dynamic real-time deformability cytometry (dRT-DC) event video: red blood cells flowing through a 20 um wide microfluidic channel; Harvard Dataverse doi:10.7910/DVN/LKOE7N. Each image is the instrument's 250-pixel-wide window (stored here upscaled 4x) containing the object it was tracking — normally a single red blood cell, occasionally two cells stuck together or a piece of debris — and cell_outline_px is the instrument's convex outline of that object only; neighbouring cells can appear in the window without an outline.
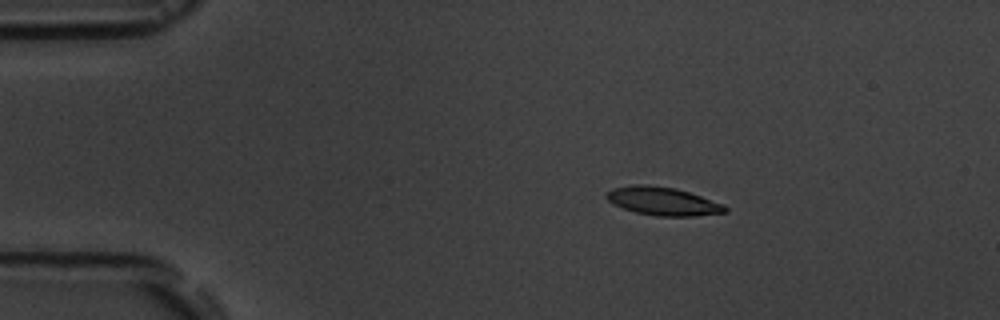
{"species": "common noctule bat (a hibernating species)", "species_latin": "Nyctalus noctula", "temperature_condition": "room temperature", "stored_images_in_passage": 4, "camera_frame_rate_fps": 3000, "um_per_image_px": 0.085, "animal": {"sex": "male", "body_mass_g": 19.5, "forearm_length_mm": 54.6}, "frame": {"image": 1, "passage_image": 1, "time_ms": 0.0, "image_size_px": [1000, 320], "cell_outline_px": [[728, 212], [692, 216], [656, 216], [636, 212], [612, 204], [604, 196], [604, 192], [612, 188], [636, 184], [644, 184], [676, 188], [724, 204], [728, 208]], "centroid_in_image_um": [56.31, 17.1], "position_along_channel_um": 28.7, "area_um2": 19.59}}
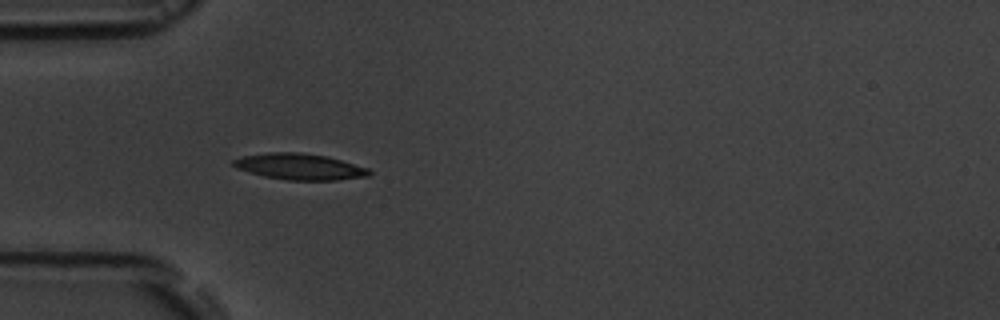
{"frame": {"image": 2, "passage_image": 3, "time_ms": 2.333, "image_size_px": [1000, 320], "cell_outline_px": [[372, 172], [368, 176], [336, 180], [288, 180], [264, 176], [236, 168], [232, 164], [232, 160], [244, 156], [268, 152], [300, 152], [328, 156], [368, 168]], "centroid_in_image_um": [25.48, 14.16], "position_along_channel_um": 59.5, "area_um2": 20.63}}
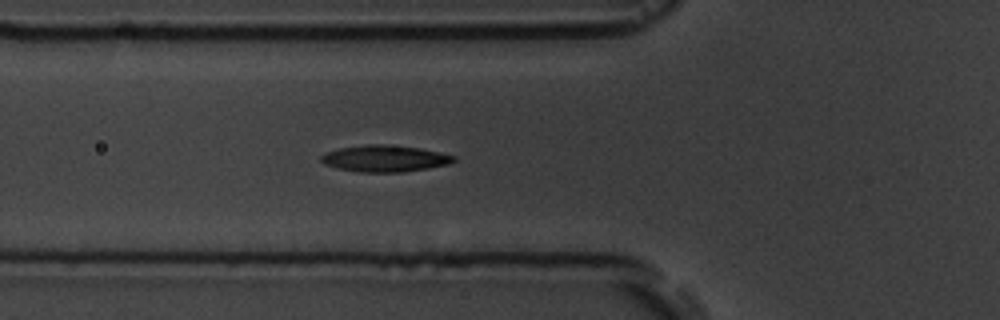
{"frame": {"image": 3, "passage_image": 4, "time_ms": 3.333, "image_size_px": [1000, 320], "cell_outline_px": [[456, 160], [448, 164], [428, 168], [404, 172], [360, 172], [340, 168], [324, 164], [320, 160], [320, 156], [324, 152], [340, 148], [364, 144], [388, 144], [420, 148], [456, 156]], "centroid_in_image_um": [32.69, 13.46], "position_along_channel_um": 93.1, "area_um2": 20.58}}